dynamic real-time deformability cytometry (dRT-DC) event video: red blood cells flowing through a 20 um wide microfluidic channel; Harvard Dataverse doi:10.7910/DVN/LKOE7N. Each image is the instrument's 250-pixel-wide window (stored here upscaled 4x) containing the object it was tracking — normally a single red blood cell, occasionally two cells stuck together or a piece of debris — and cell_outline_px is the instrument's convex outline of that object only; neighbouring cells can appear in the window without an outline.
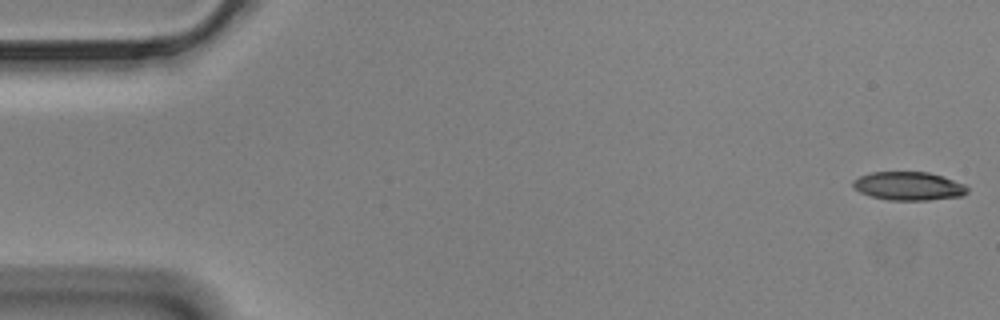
{"species": "Egyptian fruit bat (a non-hibernating species)", "species_latin": "Rousettus aegyptiacus", "temperature_condition": "cold", "stored_images_in_passage": 57, "camera_frame_rate_fps": 3000, "um_per_image_px": 0.085, "animal": {"sex": "male"}, "frame": {"image": 1, "passage_image": 1, "time_ms": 0.0, "image_size_px": [1000, 320], "cell_outline_px": [[968, 192], [964, 196], [928, 200], [888, 200], [872, 196], [860, 192], [852, 188], [852, 180], [860, 176], [872, 172], [928, 172], [964, 184], [968, 188]], "centroid_in_image_um": [77.21, 15.82], "position_along_channel_um": 7.8, "area_um2": 18.96}}
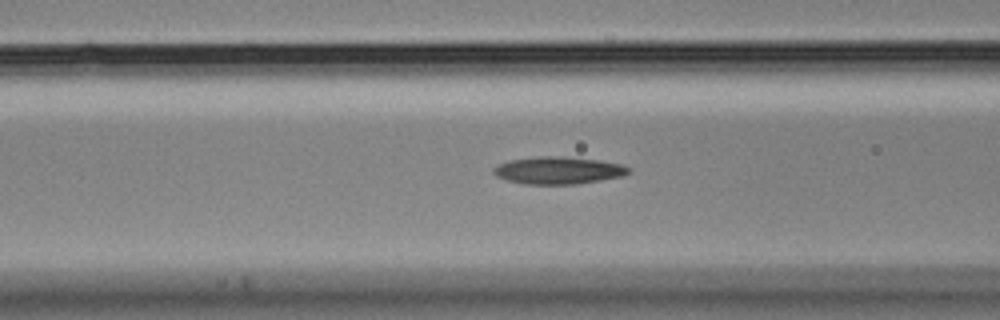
{"frame": {"image": 2, "passage_image": 22, "time_ms": 7.0, "image_size_px": [1000, 320], "cell_outline_px": [[628, 172], [624, 176], [576, 184], [524, 184], [508, 180], [496, 176], [492, 172], [492, 168], [508, 160], [540, 156], [560, 156], [600, 160], [620, 164], [628, 168]], "centroid_in_image_um": [47.42, 14.48], "position_along_channel_um": 119.2, "area_um2": 21.39}}
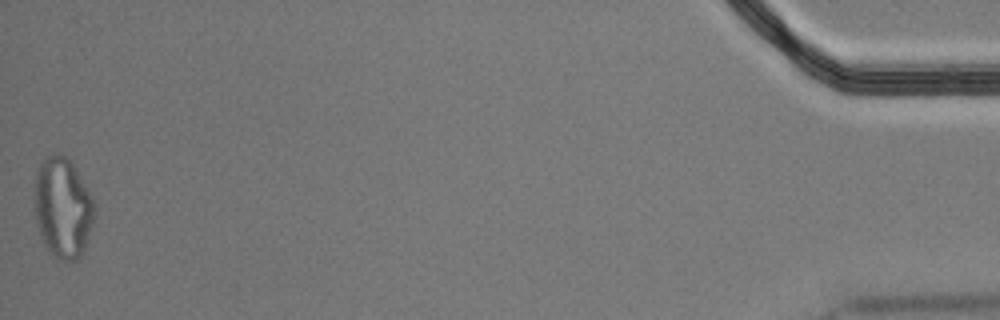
{"frame": {"image": 3, "passage_image": 57, "time_ms": 18.667, "image_size_px": [1000, 320], "cell_outline_px": [[96, 204], [92, 224], [84, 252], [76, 260], [60, 260], [52, 256], [48, 252], [44, 244], [40, 232], [36, 216], [36, 172], [40, 160], [52, 152], [60, 152], [76, 168]], "centroid_in_image_um": [5.35, 17.64], "position_along_channel_um": 429.8, "area_um2": 35.08}, "authors_computed_cell_mechanics": {"area_um2": 20.6924, "velocity_mm_per_s": 3.4854, "shape_relaxation_time_tau1_ms": null, "shape_relaxation_time_tau2_ms": 6.8416, "deformation_change_tau1": null, "deformation_change_tau2": 0.1764}}